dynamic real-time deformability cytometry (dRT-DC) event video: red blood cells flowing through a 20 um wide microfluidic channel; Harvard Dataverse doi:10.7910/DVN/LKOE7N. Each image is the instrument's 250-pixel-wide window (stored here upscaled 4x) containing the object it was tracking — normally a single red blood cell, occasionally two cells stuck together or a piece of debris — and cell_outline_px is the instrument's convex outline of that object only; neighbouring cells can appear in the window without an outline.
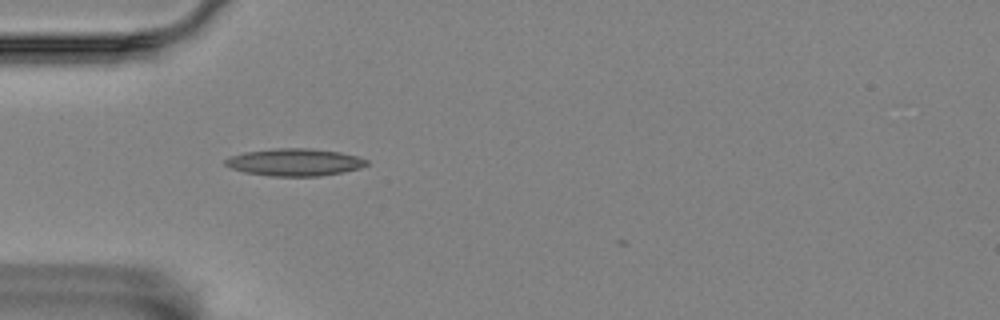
{"species": "Egyptian fruit bat (a non-hibernating species)", "species_latin": "Rousettus aegyptiacus", "temperature_condition": "room temperature", "stored_images_in_passage": 12, "camera_frame_rate_fps": 3000, "um_per_image_px": 0.085, "animal": {"sex": "female"}, "frame": {"image": 1, "passage_image": 3, "time_ms": 0.667, "image_size_px": [1000, 320], "cell_outline_px": [[368, 164], [360, 168], [320, 176], [268, 176], [244, 172], [232, 168], [224, 164], [224, 160], [232, 156], [244, 152], [276, 148], [308, 148], [340, 152], [356, 156], [368, 160]], "centroid_in_image_um": [25.03, 13.79], "position_along_channel_um": 60.0, "area_um2": 22.37}}
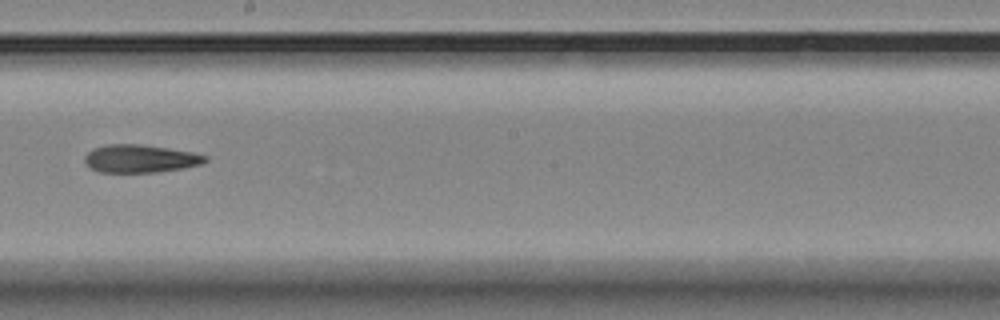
{"frame": {"image": 2, "passage_image": 7, "time_ms": 2.0, "image_size_px": [1000, 320], "cell_outline_px": [[208, 160], [200, 164], [184, 168], [156, 172], [100, 172], [92, 168], [84, 160], [84, 156], [92, 148], [104, 144], [140, 144], [168, 148], [192, 152], [208, 156]], "centroid_in_image_um": [11.92, 13.47], "position_along_channel_um": 236.3, "area_um2": 19.59}}
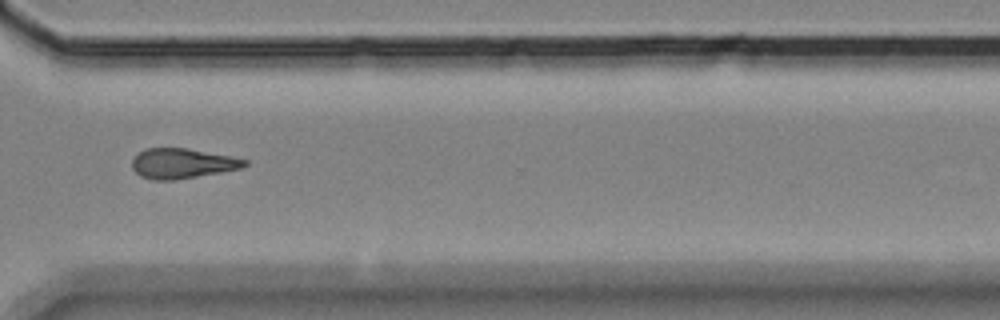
{"frame": {"image": 3, "passage_image": 10, "time_ms": 3.0, "image_size_px": [1000, 320], "cell_outline_px": [[248, 164], [240, 168], [220, 172], [172, 180], [152, 180], [140, 176], [132, 168], [132, 160], [144, 148], [188, 148], [248, 160]], "centroid_in_image_um": [15.45, 13.89], "position_along_channel_um": 355.1, "area_um2": 19.42}}